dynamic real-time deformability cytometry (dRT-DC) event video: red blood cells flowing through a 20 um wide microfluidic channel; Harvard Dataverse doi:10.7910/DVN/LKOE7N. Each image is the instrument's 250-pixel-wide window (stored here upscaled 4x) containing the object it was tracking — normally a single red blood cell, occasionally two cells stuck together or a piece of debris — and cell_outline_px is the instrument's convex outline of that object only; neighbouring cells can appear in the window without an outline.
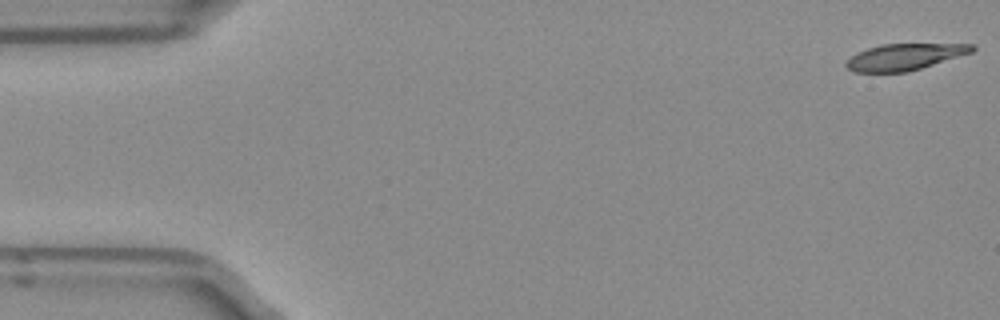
{"species": "Egyptian fruit bat (a non-hibernating species)", "species_latin": "Rousettus aegyptiacus", "temperature_condition": "room temperature", "stored_images_in_passage": 51, "camera_frame_rate_fps": 3000, "um_per_image_px": 0.085, "frame": {"image": 1, "passage_image": 1, "time_ms": 0.0, "image_size_px": [1000, 320], "cell_outline_px": [[976, 48], [972, 52], [920, 68], [904, 72], [856, 72], [848, 68], [844, 64], [856, 52], [880, 44], [972, 44]], "centroid_in_image_um": [76.86, 4.82], "position_along_channel_um": 8.1, "area_um2": 19.07}}
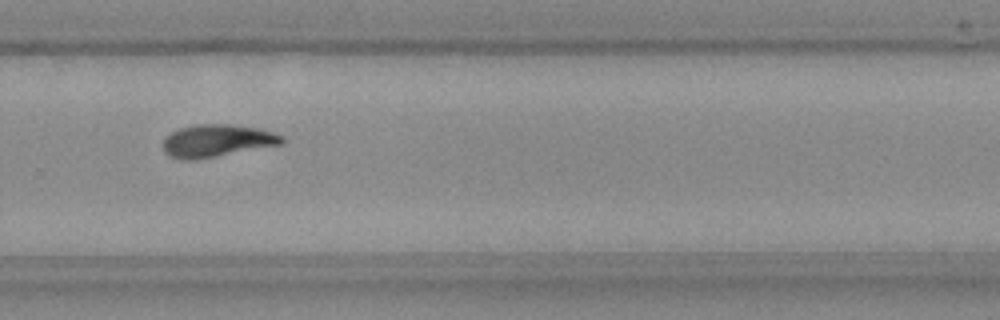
{"frame": {"image": 2, "passage_image": 34, "time_ms": 11.0, "image_size_px": [1000, 320], "cell_outline_px": [[284, 140], [280, 144], [196, 160], [180, 160], [172, 156], [164, 148], [164, 140], [172, 132], [180, 128], [196, 124], [228, 124], [256, 128], [272, 132], [284, 136]], "centroid_in_image_um": [18.45, 11.96], "position_along_channel_um": 311.4, "area_um2": 22.02}}
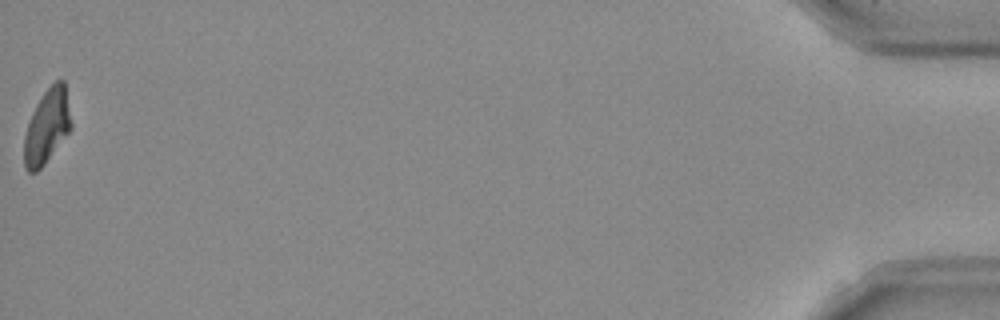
{"frame": {"image": 3, "passage_image": 51, "time_ms": 16.667, "image_size_px": [1000, 320], "cell_outline_px": [[72, 128], [44, 164], [36, 172], [28, 172], [24, 168], [24, 136], [32, 112], [36, 104], [44, 92], [56, 80], [64, 80], [72, 124]], "centroid_in_image_um": [3.99, 10.75], "position_along_channel_um": 431.2, "area_um2": 20.17}, "authors_computed_cell_mechanics": {"area_um2": 21.5594, "velocity_mm_per_s": 3.9469, "shape_relaxation_time_tau1_ms": 7.6275, "shape_relaxation_time_tau2_ms": 3.2324, "deformation_change_tau1": 0.2239, "deformation_change_tau2": 0.1027}}